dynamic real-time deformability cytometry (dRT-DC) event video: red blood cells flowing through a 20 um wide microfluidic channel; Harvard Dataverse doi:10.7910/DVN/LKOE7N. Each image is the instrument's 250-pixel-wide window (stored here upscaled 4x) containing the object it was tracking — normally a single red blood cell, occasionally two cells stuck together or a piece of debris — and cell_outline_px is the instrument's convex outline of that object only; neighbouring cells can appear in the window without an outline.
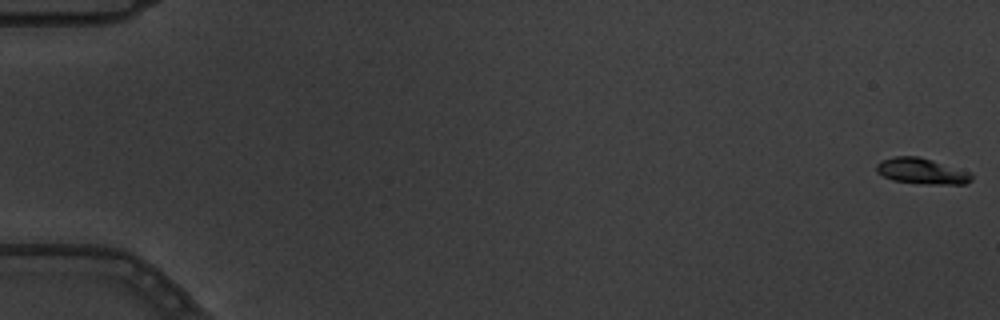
{"species": "common noctule bat (a hibernating species)", "species_latin": "Nyctalus noctula", "temperature_condition": "warm", "stored_images_in_passage": 6, "camera_frame_rate_fps": 3000, "um_per_image_px": 0.085, "animal": {"sex": "male", "body_mass_g": 19.5, "forearm_length_mm": 54.6}, "frame": {"image": 1, "passage_image": 1, "time_ms": 0.0, "image_size_px": [1000, 320], "cell_outline_px": [[972, 180], [968, 184], [924, 184], [892, 180], [876, 172], [876, 164], [880, 160], [896, 156], [920, 156], [972, 172]], "centroid_in_image_um": [78.37, 14.54], "position_along_channel_um": 6.6, "area_um2": 14.57}}
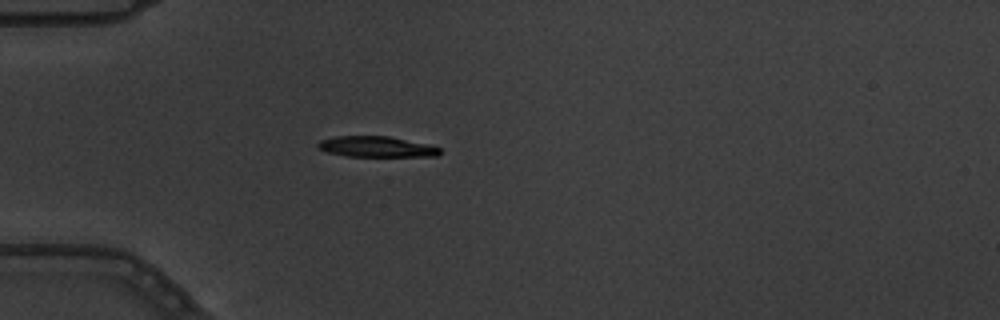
{"frame": {"image": 2, "passage_image": 5, "time_ms": 1.333, "image_size_px": [1000, 320], "cell_outline_px": [[444, 152], [436, 156], [344, 156], [328, 152], [320, 148], [316, 144], [320, 140], [336, 136], [388, 136], [428, 144], [440, 148]], "centroid_in_image_um": [32.02, 12.47], "position_along_channel_um": 53.0, "area_um2": 14.68}}